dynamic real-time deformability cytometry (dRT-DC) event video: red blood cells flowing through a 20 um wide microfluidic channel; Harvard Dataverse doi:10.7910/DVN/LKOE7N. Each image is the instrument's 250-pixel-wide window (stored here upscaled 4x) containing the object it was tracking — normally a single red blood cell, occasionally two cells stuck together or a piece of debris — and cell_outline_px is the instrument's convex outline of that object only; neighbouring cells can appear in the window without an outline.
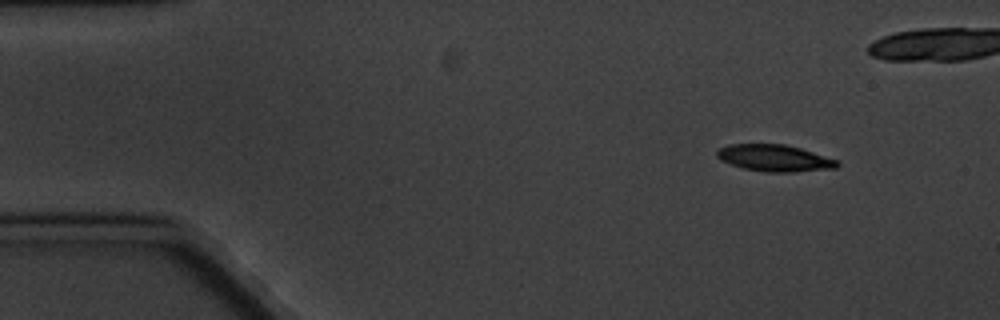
{"species": "common noctule bat (a hibernating species)", "species_latin": "Nyctalus noctula", "temperature_condition": "cold", "stored_images_in_passage": 5, "camera_frame_rate_fps": 3000, "um_per_image_px": 0.085, "animal": {"sex": "male", "body_mass_g": 20.1, "forearm_length_mm": 53.5}, "frame": {"image": 1, "passage_image": 1, "time_ms": 0.0, "image_size_px": [1000, 320], "cell_outline_px": [[840, 164], [836, 168], [792, 172], [768, 172], [744, 168], [720, 160], [716, 156], [716, 152], [720, 148], [728, 144], [784, 144], [800, 148], [840, 160]], "centroid_in_image_um": [65.87, 13.43], "position_along_channel_um": 19.1, "area_um2": 18.73}}